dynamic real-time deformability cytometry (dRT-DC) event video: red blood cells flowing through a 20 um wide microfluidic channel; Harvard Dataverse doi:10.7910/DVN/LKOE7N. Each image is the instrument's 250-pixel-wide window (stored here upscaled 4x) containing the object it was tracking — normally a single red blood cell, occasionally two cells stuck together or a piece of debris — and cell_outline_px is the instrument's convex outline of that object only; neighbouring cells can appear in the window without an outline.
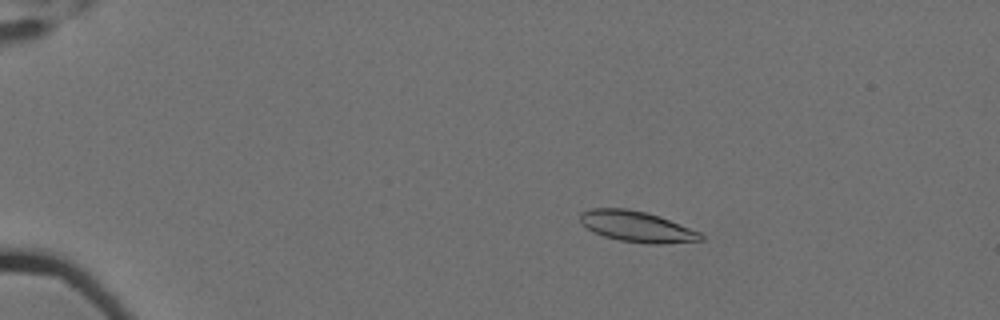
{"species": "Egyptian fruit bat (a non-hibernating species)", "species_latin": "Rousettus aegyptiacus", "temperature_condition": "cold", "stored_images_in_passage": 4, "camera_frame_rate_fps": 3000, "um_per_image_px": 0.085, "animal": {"sex": "female"}, "frame": {"image": 1, "passage_image": 3, "time_ms": 0.667, "image_size_px": [1000, 320], "cell_outline_px": [[704, 240], [664, 244], [648, 244], [620, 240], [604, 236], [592, 232], [580, 224], [580, 212], [592, 208], [628, 208], [648, 212], [660, 216], [700, 232], [704, 236]], "centroid_in_image_um": [54.12, 19.25], "position_along_channel_um": 30.9, "area_um2": 21.96}}